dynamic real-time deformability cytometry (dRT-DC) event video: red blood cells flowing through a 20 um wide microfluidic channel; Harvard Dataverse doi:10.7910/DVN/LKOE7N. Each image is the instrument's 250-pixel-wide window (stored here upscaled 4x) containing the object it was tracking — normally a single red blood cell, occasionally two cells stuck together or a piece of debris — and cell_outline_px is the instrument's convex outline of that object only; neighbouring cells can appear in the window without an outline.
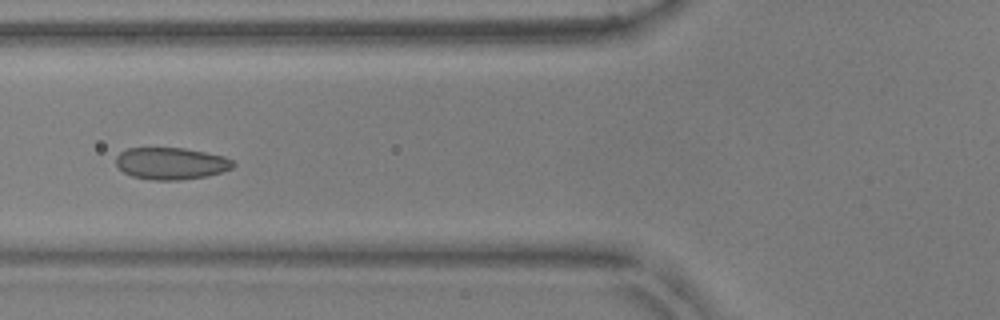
{"species": "common noctule bat (a hibernating species)", "species_latin": "Nyctalus noctula", "temperature_condition": "warm", "stored_images_in_passage": 52, "camera_frame_rate_fps": 3000, "um_per_image_px": 0.085, "animal": {"sex": "male", "body_mass_g": 17.9, "forearm_length_mm": 54.2}, "frame": {"image": 1, "passage_image": 20, "time_ms": 6.333, "image_size_px": [1000, 320], "cell_outline_px": [[236, 164], [232, 168], [208, 176], [180, 180], [152, 180], [132, 176], [124, 172], [116, 164], [116, 156], [120, 152], [128, 148], [184, 148], [224, 156], [232, 160]], "centroid_in_image_um": [14.54, 13.89], "position_along_channel_um": 111.3, "area_um2": 21.79}}
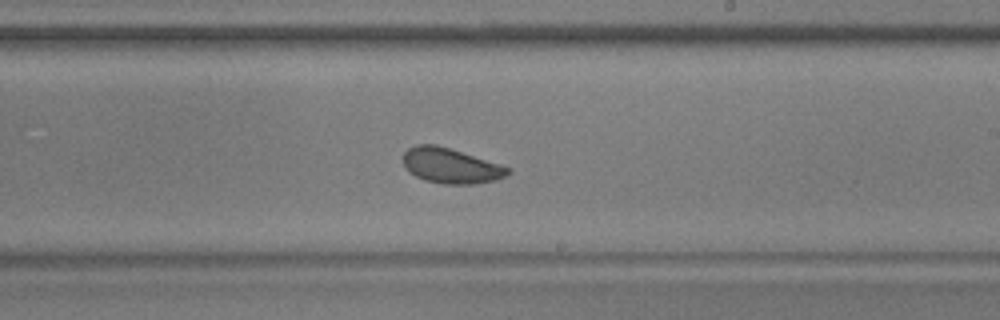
{"frame": {"image": 2, "passage_image": 31, "time_ms": 10.0, "image_size_px": [1000, 320], "cell_outline_px": [[512, 172], [496, 180], [476, 184], [444, 184], [424, 180], [408, 172], [404, 168], [404, 152], [408, 148], [416, 144], [436, 144], [500, 164], [512, 168]], "centroid_in_image_um": [38.31, 14.09], "position_along_channel_um": 250.7, "area_um2": 21.56}}
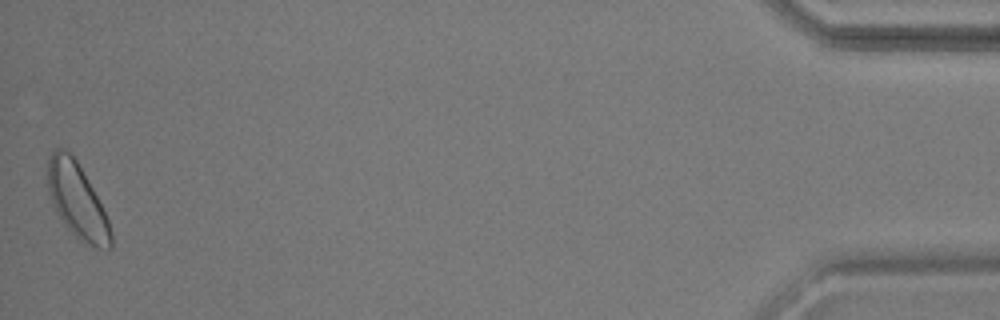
{"frame": {"image": 3, "passage_image": 52, "time_ms": 17.0, "image_size_px": [1000, 320], "cell_outline_px": [[112, 248], [96, 248], [80, 240], [64, 224], [48, 192], [48, 156], [56, 148], [64, 148], [76, 160], [92, 188], [108, 220], [112, 232]], "centroid_in_image_um": [6.56, 17.06], "position_along_channel_um": 428.6, "area_um2": 26.82}, "authors_computed_cell_mechanics": {"area_um2": 22.3108, "velocity_mm_per_s": 3.801, "shape_relaxation_time_tau1_ms": 2.4053, "shape_relaxation_time_tau2_ms": 4.7094, "deformation_change_tau1": 0.0645, "deformation_change_tau2": 0.0623}}